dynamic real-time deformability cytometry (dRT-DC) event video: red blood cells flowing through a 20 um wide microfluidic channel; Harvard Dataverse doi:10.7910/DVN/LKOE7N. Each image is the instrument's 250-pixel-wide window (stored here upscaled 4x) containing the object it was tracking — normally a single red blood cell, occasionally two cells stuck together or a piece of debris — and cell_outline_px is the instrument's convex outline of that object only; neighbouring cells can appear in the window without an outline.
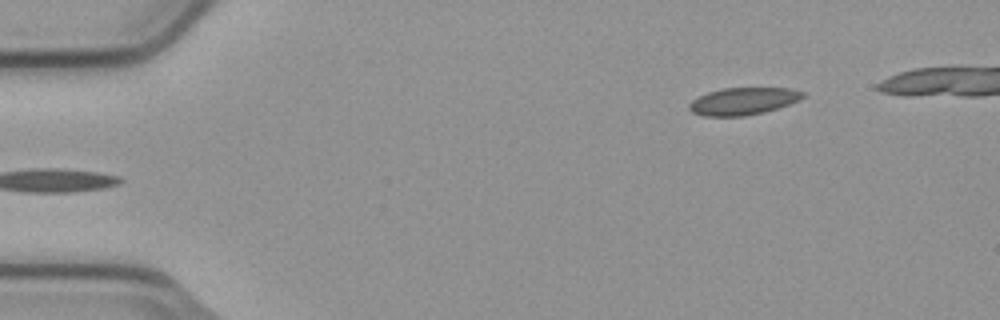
{"species": "common noctule bat (a hibernating species)", "species_latin": "Nyctalus noctula", "temperature_condition": "cold", "stored_images_in_passage": 5, "camera_frame_rate_fps": 3000, "um_per_image_px": 0.085, "animal": {"sex": "male", "body_mass_g": 23.1, "forearm_length_mm": 52.7}, "frame": {"image": 1, "passage_image": 5, "time_ms": 1.333, "image_size_px": [1000, 320], "cell_outline_px": [[804, 96], [800, 100], [764, 112], [744, 116], [704, 116], [692, 112], [688, 108], [688, 104], [692, 100], [708, 92], [724, 88], [792, 88], [804, 92]], "centroid_in_image_um": [63.16, 8.6], "position_along_channel_um": 21.8, "area_um2": 17.98}}